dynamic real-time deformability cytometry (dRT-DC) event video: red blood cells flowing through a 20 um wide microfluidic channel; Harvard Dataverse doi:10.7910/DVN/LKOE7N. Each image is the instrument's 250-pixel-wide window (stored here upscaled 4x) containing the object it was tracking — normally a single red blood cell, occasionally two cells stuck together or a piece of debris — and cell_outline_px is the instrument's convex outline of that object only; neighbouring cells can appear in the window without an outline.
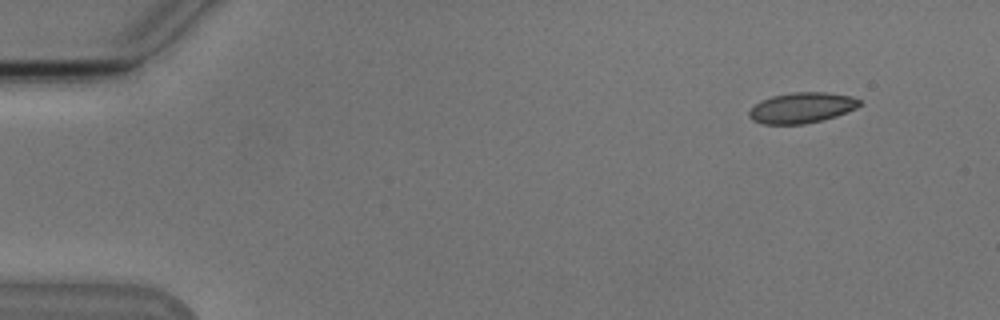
{"species": "Egyptian fruit bat (a non-hibernating species)", "species_latin": "Rousettus aegyptiacus", "temperature_condition": "cold", "stored_images_in_passage": 50, "camera_frame_rate_fps": 3000, "um_per_image_px": 0.085, "animal": {"sex": "male"}, "frame": {"image": 1, "passage_image": 1, "time_ms": 0.0, "image_size_px": [1000, 320], "cell_outline_px": [[860, 104], [856, 108], [836, 116], [804, 124], [764, 124], [752, 120], [748, 116], [748, 112], [760, 100], [772, 96], [792, 92], [824, 92], [852, 96], [860, 100]], "centroid_in_image_um": [68.13, 9.15], "position_along_channel_um": 16.9, "area_um2": 19.59}}
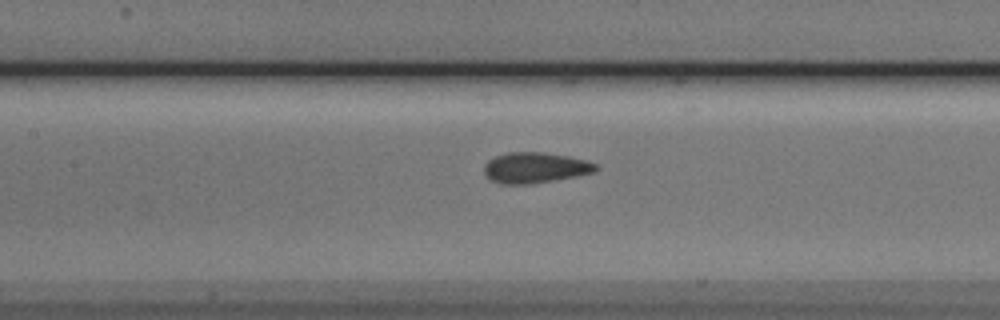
{"frame": {"image": 2, "passage_image": 21, "time_ms": 6.667, "image_size_px": [1000, 320], "cell_outline_px": [[600, 168], [596, 172], [576, 176], [528, 184], [500, 184], [492, 180], [484, 172], [484, 164], [488, 160], [496, 156], [508, 152], [544, 152], [568, 156], [584, 160], [596, 164]], "centroid_in_image_um": [45.49, 14.25], "position_along_channel_um": 161.9, "area_um2": 19.88}}
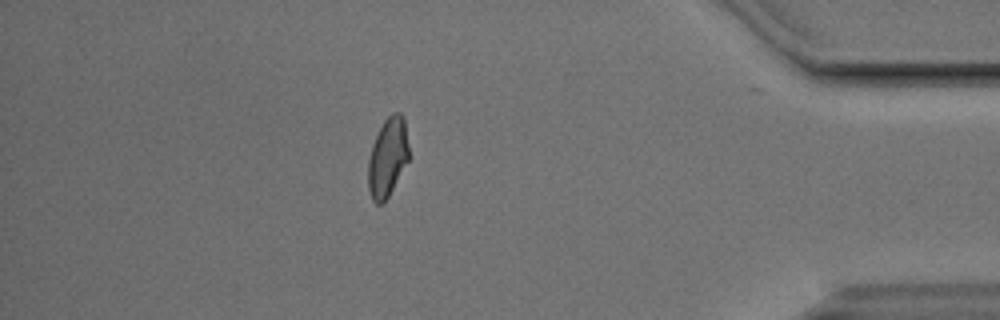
{"frame": {"image": 3, "passage_image": 43, "time_ms": 14.0, "image_size_px": [1000, 320], "cell_outline_px": [[408, 160], [388, 196], [380, 204], [376, 204], [372, 200], [368, 188], [368, 160], [372, 144], [384, 120], [392, 112], [400, 112], [404, 116], [408, 148]], "centroid_in_image_um": [32.93, 13.35], "position_along_channel_um": 402.3, "area_um2": 18.5}, "authors_computed_cell_mechanics": {"area_um2": 19.6809, "velocity_mm_per_s": 3.8194, "shape_relaxation_time_tau1_ms": 5.4751, "shape_relaxation_time_tau2_ms": 1.1319, "deformation_change_tau1": 0.1138, "deformation_change_tau2": 0.0509}}